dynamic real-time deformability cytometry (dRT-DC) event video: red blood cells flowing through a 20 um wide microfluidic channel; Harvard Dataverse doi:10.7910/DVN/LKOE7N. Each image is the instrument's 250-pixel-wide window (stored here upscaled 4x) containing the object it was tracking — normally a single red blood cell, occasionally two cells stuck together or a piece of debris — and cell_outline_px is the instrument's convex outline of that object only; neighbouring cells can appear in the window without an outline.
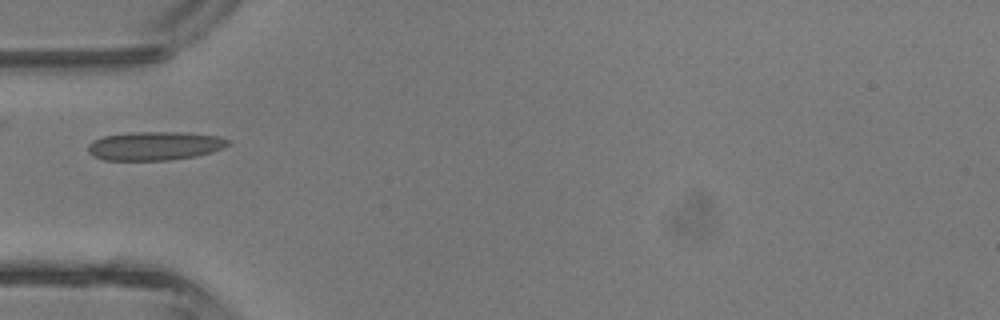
{"species": "common noctule bat (a hibernating species)", "species_latin": "Nyctalus noctula", "temperature_condition": "room temperature", "stored_images_in_passage": 1, "camera_frame_rate_fps": 3000, "um_per_image_px": 0.085, "animal": {"sex": "male", "body_mass_g": 13.3}, "frame": {"image": 1, "passage_image": 1, "time_ms": 0.0, "image_size_px": [1000, 320], "cell_outline_px": [[232, 144], [224, 148], [212, 152], [196, 156], [168, 160], [104, 160], [92, 156], [88, 152], [88, 144], [92, 140], [104, 136], [132, 132], [184, 132], [216, 136], [228, 140]], "centroid_in_image_um": [13.14, 12.4], "position_along_channel_um": 71.9, "area_um2": 23.52}}